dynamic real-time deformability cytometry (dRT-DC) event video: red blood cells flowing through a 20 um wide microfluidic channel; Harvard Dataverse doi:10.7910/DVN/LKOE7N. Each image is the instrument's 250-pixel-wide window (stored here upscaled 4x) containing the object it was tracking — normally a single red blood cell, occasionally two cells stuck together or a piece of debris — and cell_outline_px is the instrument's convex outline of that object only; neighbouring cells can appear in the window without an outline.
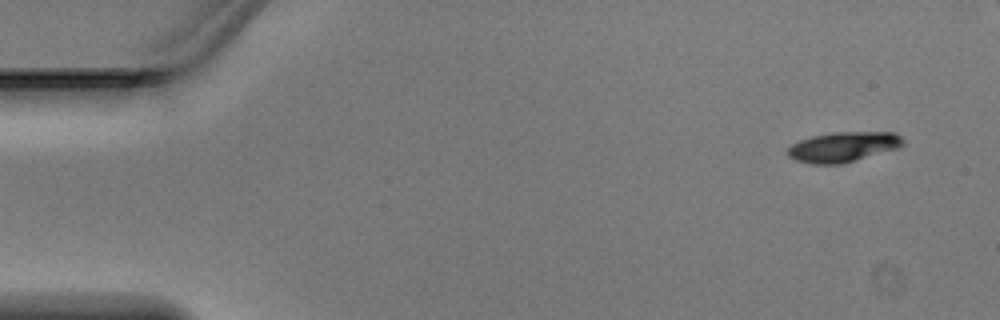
{"species": "Egyptian fruit bat (a non-hibernating species)", "species_latin": "Rousettus aegyptiacus", "temperature_condition": "warm", "stored_images_in_passage": 5, "camera_frame_rate_fps": 3000, "um_per_image_px": 0.085, "animal": {"sex": "male"}, "frame": {"image": 1, "passage_image": 1, "time_ms": 0.0, "image_size_px": [1000, 320], "cell_outline_px": [[904, 144], [896, 148], [840, 164], [812, 164], [796, 160], [788, 156], [788, 148], [792, 144], [800, 140], [812, 136], [832, 132], [896, 132], [904, 140]], "centroid_in_image_um": [71.65, 12.47], "position_along_channel_um": 13.3, "area_um2": 19.94}}